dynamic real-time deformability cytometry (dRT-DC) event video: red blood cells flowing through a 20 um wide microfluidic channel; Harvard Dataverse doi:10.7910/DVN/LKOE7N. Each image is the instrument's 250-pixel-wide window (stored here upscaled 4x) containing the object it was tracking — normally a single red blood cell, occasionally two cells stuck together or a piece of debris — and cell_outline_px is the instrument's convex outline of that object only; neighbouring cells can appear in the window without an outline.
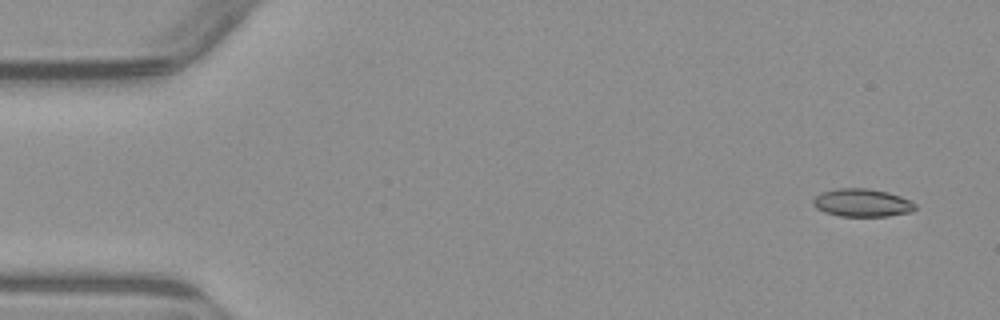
{"species": "common noctule bat (a hibernating species)", "species_latin": "Nyctalus noctula", "temperature_condition": "warm", "stored_images_in_passage": 4, "camera_frame_rate_fps": 3000, "um_per_image_px": 0.085, "animal": {"sex": "male", "body_mass_g": 23.1, "forearm_length_mm": 52.7}, "frame": {"image": 1, "passage_image": 1, "time_ms": 0.0, "image_size_px": [1000, 320], "cell_outline_px": [[916, 208], [912, 212], [888, 216], [840, 216], [824, 212], [816, 208], [812, 204], [812, 200], [820, 192], [836, 188], [868, 188], [888, 192], [900, 196], [916, 204]], "centroid_in_image_um": [73.26, 17.23], "position_along_channel_um": 11.7, "area_um2": 16.76}}
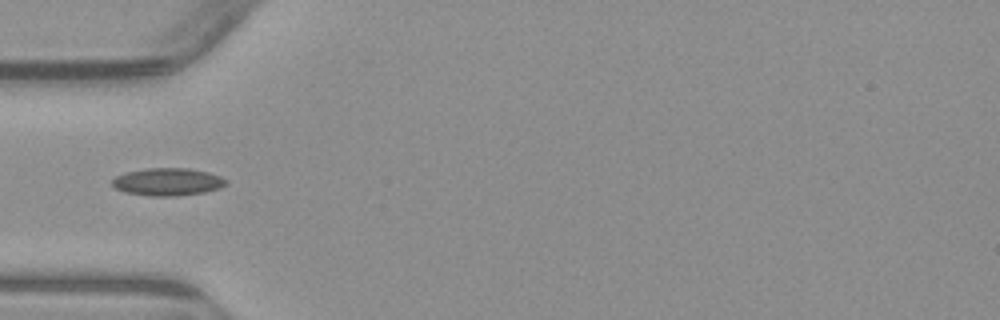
{"frame": {"image": 2, "passage_image": 4, "time_ms": 4.667, "image_size_px": [1000, 320], "cell_outline_px": [[228, 184], [220, 188], [204, 192], [176, 196], [152, 196], [124, 192], [116, 188], [112, 184], [112, 180], [116, 176], [128, 172], [148, 168], [188, 168], [208, 172], [220, 176], [228, 180]], "centroid_in_image_um": [14.29, 15.46], "position_along_channel_um": 70.7, "area_um2": 18.26}}